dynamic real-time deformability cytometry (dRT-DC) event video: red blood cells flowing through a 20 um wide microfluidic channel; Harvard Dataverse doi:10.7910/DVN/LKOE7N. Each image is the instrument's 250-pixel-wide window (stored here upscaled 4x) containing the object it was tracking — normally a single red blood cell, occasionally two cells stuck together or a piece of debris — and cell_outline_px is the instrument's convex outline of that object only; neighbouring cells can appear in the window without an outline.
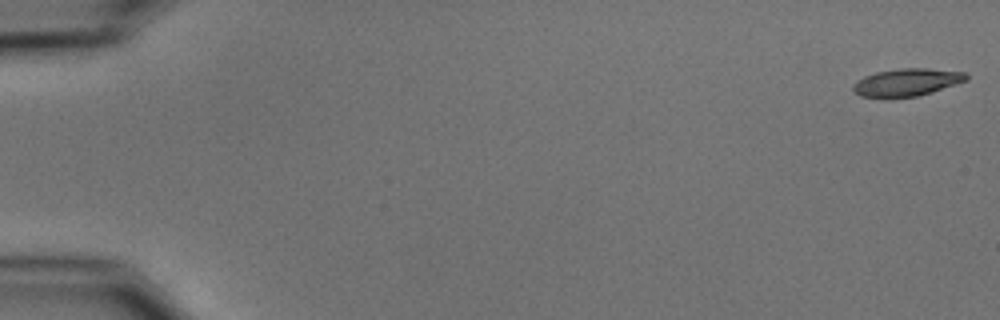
{"species": "common noctule bat (a hibernating species)", "species_latin": "Nyctalus noctula", "temperature_condition": "cold", "stored_images_in_passage": 4, "camera_frame_rate_fps": 3000, "um_per_image_px": 0.085, "animal": {"sex": "male", "body_mass_g": 15.6}, "frame": {"image": 1, "passage_image": 1, "time_ms": 0.0, "image_size_px": [1000, 320], "cell_outline_px": [[968, 80], [932, 92], [916, 96], [888, 100], [860, 96], [852, 88], [856, 80], [864, 76], [876, 72], [900, 68], [928, 68], [964, 72], [968, 76]], "centroid_in_image_um": [77.04, 7.02], "position_along_channel_um": 8.0, "area_um2": 18.61}}